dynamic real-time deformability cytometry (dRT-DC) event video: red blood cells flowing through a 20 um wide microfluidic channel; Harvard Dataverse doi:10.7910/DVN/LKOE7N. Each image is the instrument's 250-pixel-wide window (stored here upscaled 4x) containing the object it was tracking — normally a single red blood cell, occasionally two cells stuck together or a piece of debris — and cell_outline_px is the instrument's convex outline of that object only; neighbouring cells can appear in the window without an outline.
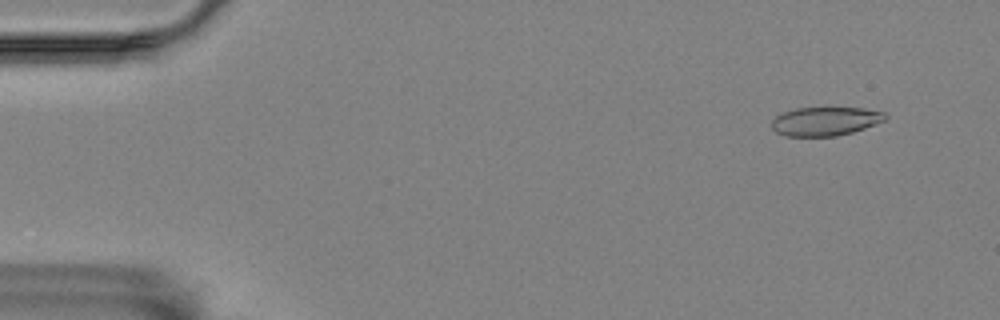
{"species": "Egyptian fruit bat (a non-hibernating species)", "species_latin": "Rousettus aegyptiacus", "temperature_condition": "room temperature", "stored_images_in_passage": 55, "camera_frame_rate_fps": 3000, "um_per_image_px": 0.085, "animal": {"sex": "female"}, "frame": {"image": 1, "passage_image": 5, "time_ms": 1.333, "image_size_px": [1000, 320], "cell_outline_px": [[888, 120], [852, 132], [836, 136], [784, 136], [776, 132], [772, 128], [772, 120], [776, 116], [784, 112], [796, 108], [864, 108], [884, 112], [888, 116]], "centroid_in_image_um": [70.18, 10.31], "position_along_channel_um": 14.8, "area_um2": 19.07}}
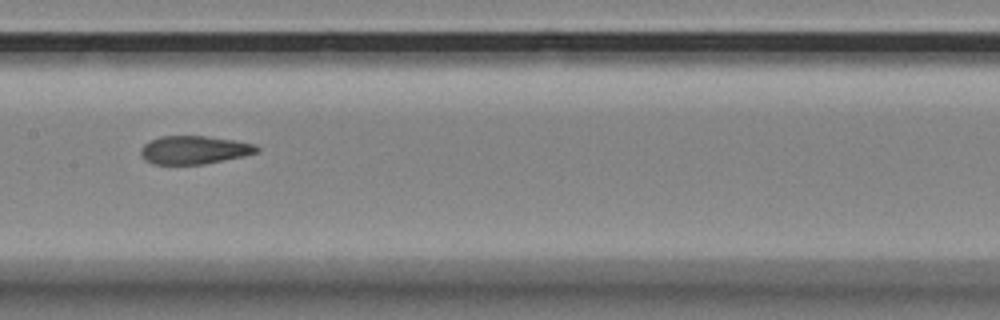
{"frame": {"image": 2, "passage_image": 29, "time_ms": 9.333, "image_size_px": [1000, 320], "cell_outline_px": [[260, 152], [244, 156], [204, 164], [152, 164], [144, 160], [140, 152], [140, 148], [148, 140], [160, 136], [204, 136], [232, 140], [256, 144], [260, 148]], "centroid_in_image_um": [16.49, 12.74], "position_along_channel_um": 190.9, "area_um2": 19.25}}
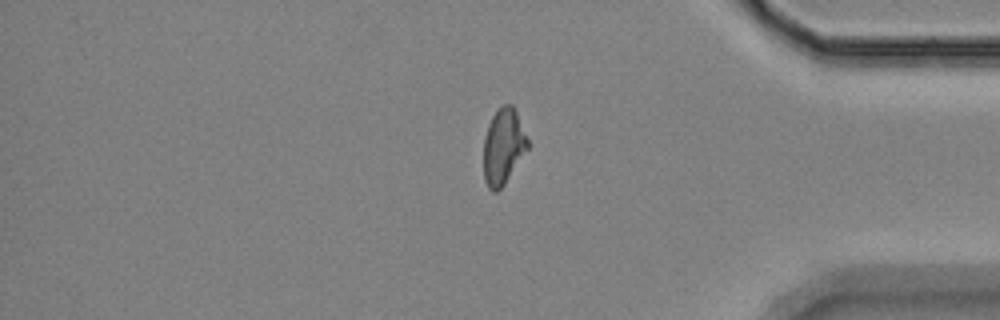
{"frame": {"image": 3, "passage_image": 48, "time_ms": 15.667, "image_size_px": [1000, 320], "cell_outline_px": [[528, 148], [504, 184], [496, 192], [492, 192], [488, 188], [484, 180], [484, 136], [488, 124], [492, 116], [504, 104], [512, 104], [516, 112], [528, 140]], "centroid_in_image_um": [42.76, 12.46], "position_along_channel_um": 392.4, "area_um2": 19.19}, "authors_computed_cell_mechanics": {"area_um2": 19.8832, "velocity_mm_per_s": 3.5208, "shape_relaxation_time_tau1_ms": 11.3374, "shape_relaxation_time_tau2_ms": 1.6756, "deformation_change_tau1": 0.2419, "deformation_change_tau2": 0.079}}